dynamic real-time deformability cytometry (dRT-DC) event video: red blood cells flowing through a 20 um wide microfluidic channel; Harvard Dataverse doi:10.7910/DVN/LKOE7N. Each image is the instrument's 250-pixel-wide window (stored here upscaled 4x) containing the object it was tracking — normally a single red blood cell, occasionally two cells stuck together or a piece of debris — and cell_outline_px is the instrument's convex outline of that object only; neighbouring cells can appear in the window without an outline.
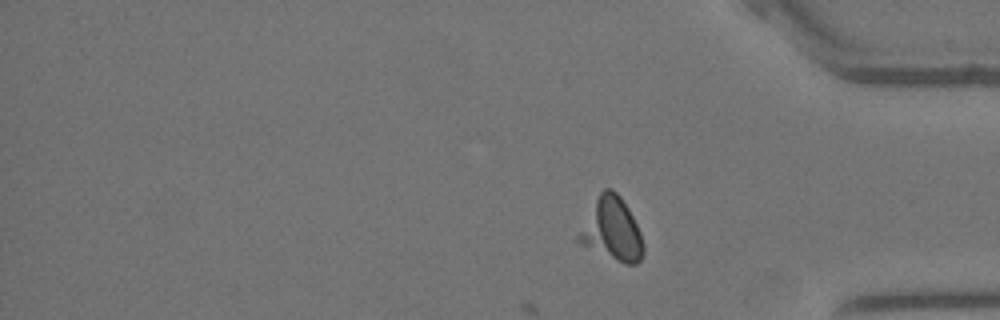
{"species": "Egyptian fruit bat (a non-hibernating species)", "species_latin": "Rousettus aegyptiacus", "temperature_condition": "warm", "stored_images_in_passage": 29, "camera_frame_rate_fps": 3000, "um_per_image_px": 0.085, "animal": {"sex": "female"}, "frame": {"image": 1, "passage_image": 29, "time_ms": 9.333, "image_size_px": [1000, 320], "cell_outline_px": [[644, 252], [640, 260], [636, 264], [624, 264], [580, 244], [576, 240], [576, 236], [600, 192], [604, 188], [612, 188], [620, 196], [628, 208], [640, 232], [644, 244]], "centroid_in_image_um": [52.02, 19.52], "position_along_channel_um": 383.2, "area_um2": 23.41}}